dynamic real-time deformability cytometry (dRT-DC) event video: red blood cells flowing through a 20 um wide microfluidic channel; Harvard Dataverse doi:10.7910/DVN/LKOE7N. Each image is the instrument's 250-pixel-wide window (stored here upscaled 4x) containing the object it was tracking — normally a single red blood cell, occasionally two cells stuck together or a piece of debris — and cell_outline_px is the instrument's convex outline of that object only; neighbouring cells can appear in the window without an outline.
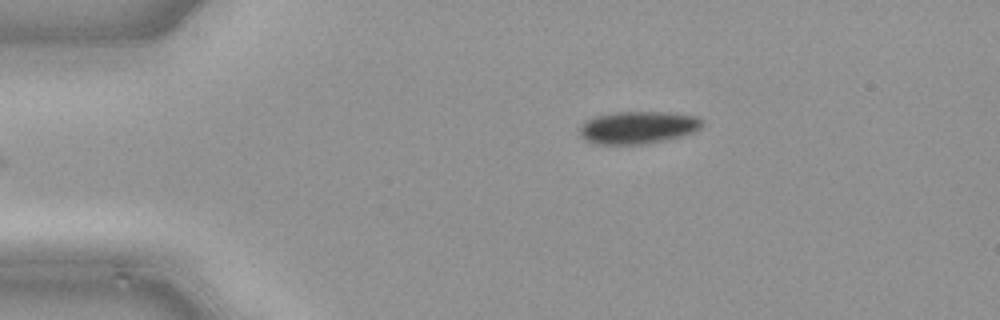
{"species": "common noctule bat (a hibernating species)", "species_latin": "Nyctalus noctula", "temperature_condition": "cold", "stored_images_in_passage": 33, "camera_frame_rate_fps": 3000, "um_per_image_px": 0.085, "animal": {"sex": "male", "body_mass_g": 21.5, "forearm_length_mm": 52.0}, "frame": {"image": 1, "passage_image": 1, "time_ms": 0.0, "image_size_px": [1000, 320], "cell_outline_px": [[696, 124], [692, 128], [680, 132], [640, 140], [600, 140], [588, 136], [584, 132], [584, 128], [588, 124], [596, 120], [612, 116], [676, 116], [696, 120]], "centroid_in_image_um": [54.14, 10.82], "position_along_channel_um": 30.9, "area_um2": 15.49}}
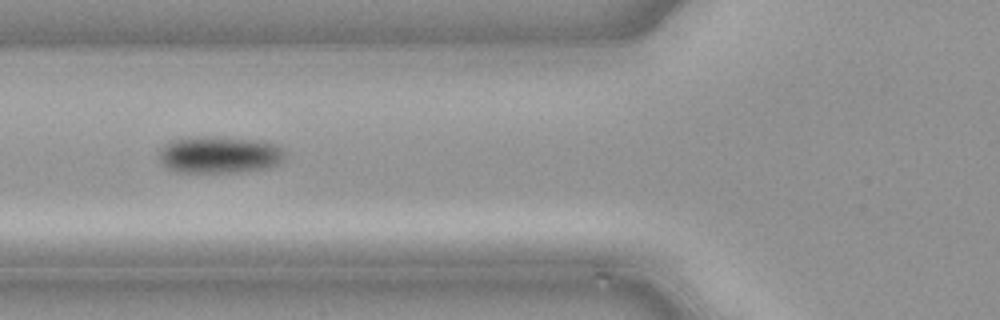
{"frame": {"image": 2, "passage_image": 10, "time_ms": 3.0, "image_size_px": [1000, 320], "cell_outline_px": [[268, 156], [264, 160], [248, 164], [176, 164], [168, 156], [168, 152], [172, 148], [184, 144], [232, 144], [260, 148], [268, 152]], "centroid_in_image_um": [18.39, 13.11], "position_along_channel_um": 107.4, "area_um2": 12.72}}
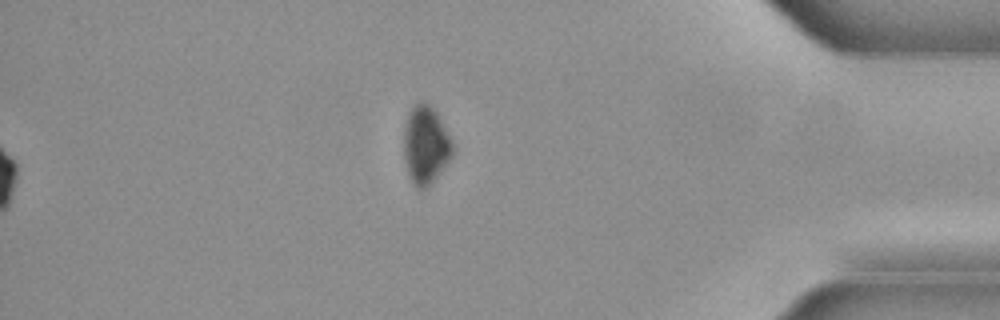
{"frame": {"image": 3, "passage_image": 33, "time_ms": 10.667, "image_size_px": [1000, 320], "cell_outline_px": [[448, 152], [432, 172], [424, 180], [416, 180], [412, 172], [408, 156], [408, 132], [412, 116], [420, 108], [424, 108], [432, 116], [444, 136], [448, 144]], "centroid_in_image_um": [36.14, 12.29], "position_along_channel_um": 399.1, "area_um2": 14.51}}